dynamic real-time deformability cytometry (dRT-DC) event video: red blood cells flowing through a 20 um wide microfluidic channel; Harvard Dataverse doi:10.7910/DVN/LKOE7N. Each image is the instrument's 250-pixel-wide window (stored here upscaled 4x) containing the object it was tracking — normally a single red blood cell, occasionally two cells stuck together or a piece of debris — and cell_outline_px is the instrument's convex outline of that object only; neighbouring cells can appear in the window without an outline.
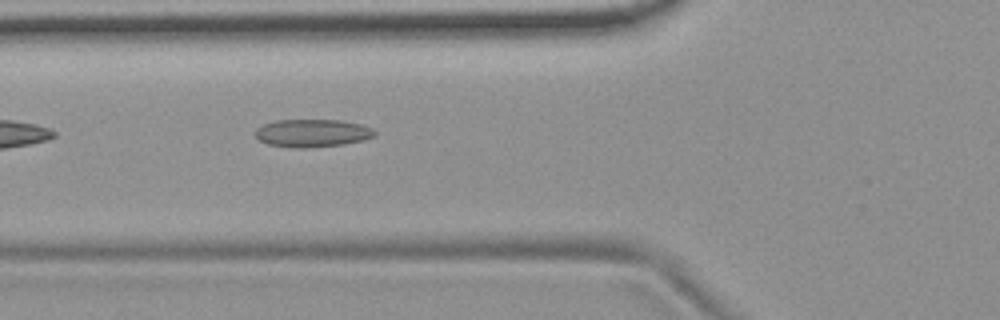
{"species": "common noctule bat (a hibernating species)", "species_latin": "Nyctalus noctula", "temperature_condition": "room temperature", "stored_images_in_passage": 3, "camera_frame_rate_fps": 3000, "um_per_image_px": 0.085, "animal": {"sex": "female", "body_mass_g": 19.9}, "frame": {"image": 1, "passage_image": 3, "time_ms": 2.333, "image_size_px": [1000, 320], "cell_outline_px": [[376, 136], [364, 140], [344, 144], [304, 148], [292, 148], [268, 144], [260, 140], [256, 136], [256, 128], [264, 124], [276, 120], [340, 120], [360, 124], [372, 128], [376, 132]], "centroid_in_image_um": [26.57, 11.31], "position_along_channel_um": 99.2, "area_um2": 19.36}}